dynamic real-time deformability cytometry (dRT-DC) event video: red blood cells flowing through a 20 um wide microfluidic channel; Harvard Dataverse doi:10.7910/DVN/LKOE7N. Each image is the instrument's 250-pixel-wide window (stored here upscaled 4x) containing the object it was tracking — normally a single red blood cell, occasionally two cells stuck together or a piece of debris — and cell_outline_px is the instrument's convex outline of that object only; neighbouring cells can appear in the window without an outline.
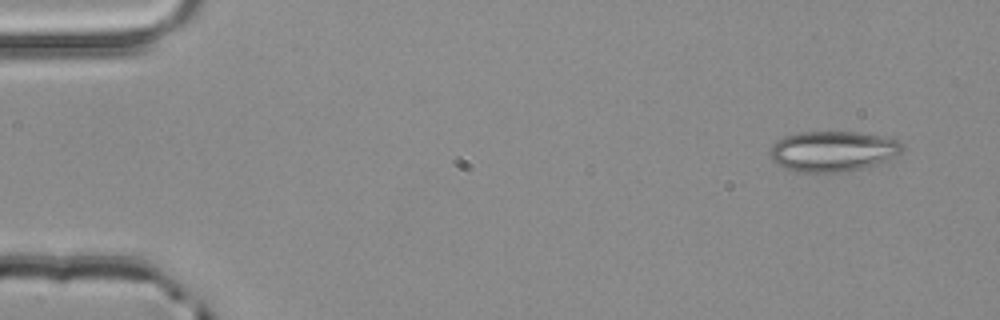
{"species": "common noctule bat (a hibernating species)", "species_latin": "Nyctalus noctula", "temperature_condition": "room temperature", "stored_images_in_passage": 3, "camera_frame_rate_fps": 3000, "um_per_image_px": 0.085, "animal": {"sex": "male", "body_mass_g": 20.4}, "frame": {"image": 1, "passage_image": 1, "time_ms": 0.0, "image_size_px": [1000, 320], "cell_outline_px": [[904, 148], [896, 156], [880, 164], [844, 172], [796, 172], [784, 168], [776, 164], [772, 160], [772, 148], [776, 140], [784, 136], [800, 132], [856, 132], [884, 136], [900, 140], [904, 144]], "centroid_in_image_um": [70.84, 12.86], "position_along_channel_um": 14.2, "area_um2": 31.44}}